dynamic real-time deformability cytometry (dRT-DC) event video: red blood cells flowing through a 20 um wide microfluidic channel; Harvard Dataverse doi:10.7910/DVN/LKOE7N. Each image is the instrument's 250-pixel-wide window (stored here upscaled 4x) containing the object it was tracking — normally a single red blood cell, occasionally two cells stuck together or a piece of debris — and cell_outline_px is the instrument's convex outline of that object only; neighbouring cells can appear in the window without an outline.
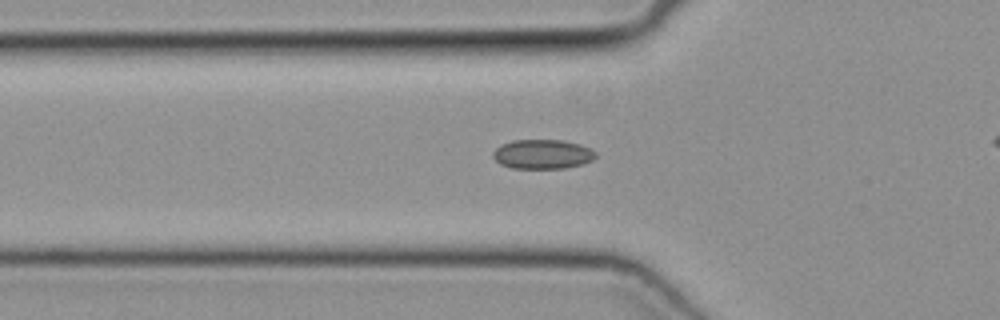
{"species": "common noctule bat (a hibernating species)", "species_latin": "Nyctalus noctula", "temperature_condition": "cold", "stored_images_in_passage": 41, "camera_frame_rate_fps": 3000, "um_per_image_px": 0.085, "animal": {"sex": "female", "body_mass_g": 19.3, "forearm_length_mm": 54.1}, "frame": {"image": 1, "passage_image": 15, "time_ms": 4.667, "image_size_px": [1000, 320], "cell_outline_px": [[596, 156], [592, 160], [580, 164], [564, 168], [512, 168], [500, 164], [492, 156], [492, 152], [500, 144], [512, 140], [564, 140], [580, 144], [592, 148], [596, 152]], "centroid_in_image_um": [46.1, 13.09], "position_along_channel_um": 79.7, "area_um2": 17.69}}
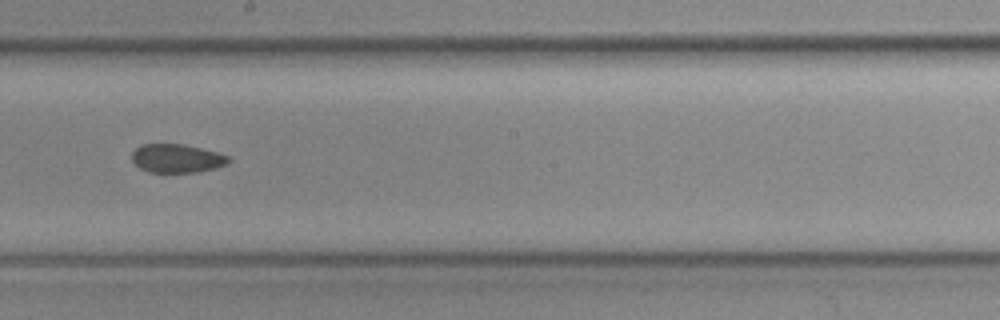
{"frame": {"image": 2, "passage_image": 26, "time_ms": 8.333, "image_size_px": [1000, 320], "cell_outline_px": [[232, 160], [228, 164], [216, 168], [200, 172], [148, 172], [140, 168], [132, 160], [132, 152], [140, 144], [184, 144], [216, 152], [228, 156]], "centroid_in_image_um": [15.05, 13.46], "position_along_channel_um": 233.2, "area_um2": 16.18}}
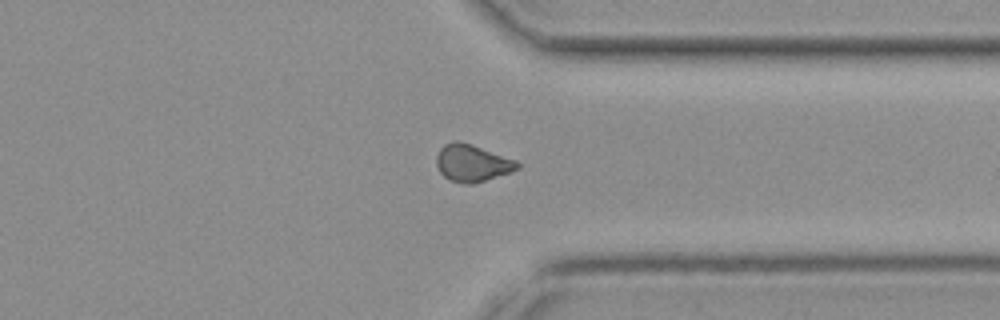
{"frame": {"image": 3, "passage_image": 36, "time_ms": 11.667, "image_size_px": [1000, 320], "cell_outline_px": [[520, 168], [472, 184], [464, 184], [448, 180], [440, 172], [436, 164], [436, 156], [440, 148], [444, 144], [452, 140], [460, 140], [472, 144], [516, 160], [520, 164]], "centroid_in_image_um": [40.09, 13.84], "position_along_channel_um": 371.3, "area_um2": 17.51}}